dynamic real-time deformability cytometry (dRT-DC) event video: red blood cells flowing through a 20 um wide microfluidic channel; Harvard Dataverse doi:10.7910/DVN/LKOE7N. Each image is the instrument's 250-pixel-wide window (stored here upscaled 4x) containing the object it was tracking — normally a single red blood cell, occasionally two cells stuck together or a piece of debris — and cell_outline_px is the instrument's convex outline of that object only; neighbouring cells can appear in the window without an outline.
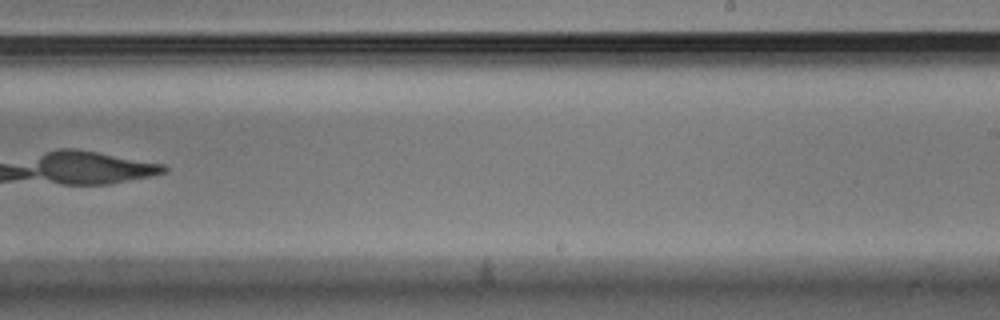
{"species": "Egyptian fruit bat (a non-hibernating species)", "species_latin": "Rousettus aegyptiacus", "temperature_condition": "warm", "stored_images_in_passage": 32, "segment_of_instrument_passage": [3, 3], "camera_frame_rate_fps": 3000, "um_per_image_px": 0.085, "animal": {"sex": "male"}, "frame": {"image": 1, "passage_image": 24, "time_ms": 7.667, "image_size_px": [1000, 320], "cell_outline_px": [[160, 168], [152, 172], [84, 180], [60, 180], [44, 172], [44, 160], [48, 156], [56, 152], [80, 152]], "centroid_in_image_um": [7.63, 14.17], "position_along_channel_um": 281.4, "area_um2": 15.55}}